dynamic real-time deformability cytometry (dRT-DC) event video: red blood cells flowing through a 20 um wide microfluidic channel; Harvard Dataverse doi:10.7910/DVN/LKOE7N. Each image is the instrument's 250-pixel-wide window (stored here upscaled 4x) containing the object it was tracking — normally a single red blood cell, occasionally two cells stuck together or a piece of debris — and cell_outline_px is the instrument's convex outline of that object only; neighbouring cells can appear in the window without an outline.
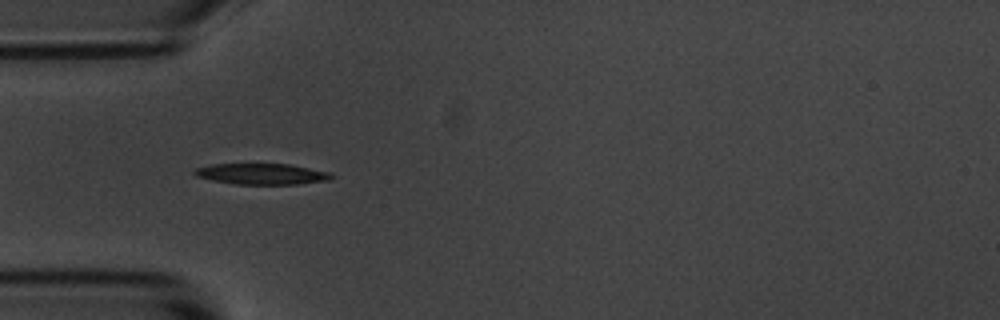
{"species": "common noctule bat (a hibernating species)", "species_latin": "Nyctalus noctula", "temperature_condition": "room temperature", "stored_images_in_passage": 4, "camera_frame_rate_fps": 3000, "um_per_image_px": 0.085, "animal": {"sex": "male", "body_mass_g": 20.1, "forearm_length_mm": 53.5}, "frame": {"image": 1, "passage_image": 3, "time_ms": 2.333, "image_size_px": [1000, 320], "cell_outline_px": [[336, 176], [332, 180], [296, 184], [236, 184], [212, 180], [196, 176], [192, 172], [192, 168], [212, 164], [288, 164], [332, 172]], "centroid_in_image_um": [22.28, 14.78], "position_along_channel_um": 62.7, "area_um2": 16.94}}